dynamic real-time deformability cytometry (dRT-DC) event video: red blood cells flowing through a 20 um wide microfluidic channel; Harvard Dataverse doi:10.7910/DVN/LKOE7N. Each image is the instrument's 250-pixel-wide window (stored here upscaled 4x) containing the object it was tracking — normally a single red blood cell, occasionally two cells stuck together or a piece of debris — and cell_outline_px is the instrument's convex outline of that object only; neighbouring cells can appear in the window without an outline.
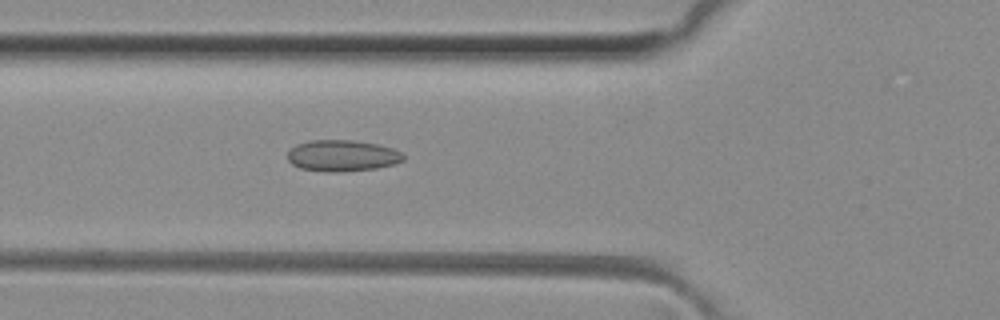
{"species": "common noctule bat (a hibernating species)", "species_latin": "Nyctalus noctula", "temperature_condition": "room temperature", "stored_images_in_passage": 34, "camera_frame_rate_fps": 3000, "um_per_image_px": 0.085, "animal": {"sex": "female", "body_mass_g": 29.2, "forearm_length_mm": 56.3}, "frame": {"image": 1, "passage_image": 8, "time_ms": 2.333, "image_size_px": [1000, 320], "cell_outline_px": [[404, 160], [392, 164], [376, 168], [340, 172], [328, 172], [300, 168], [292, 164], [288, 160], [288, 152], [296, 144], [312, 140], [352, 140], [376, 144], [392, 148], [404, 152]], "centroid_in_image_um": [29.1, 13.23], "position_along_channel_um": 96.7, "area_um2": 21.1}}
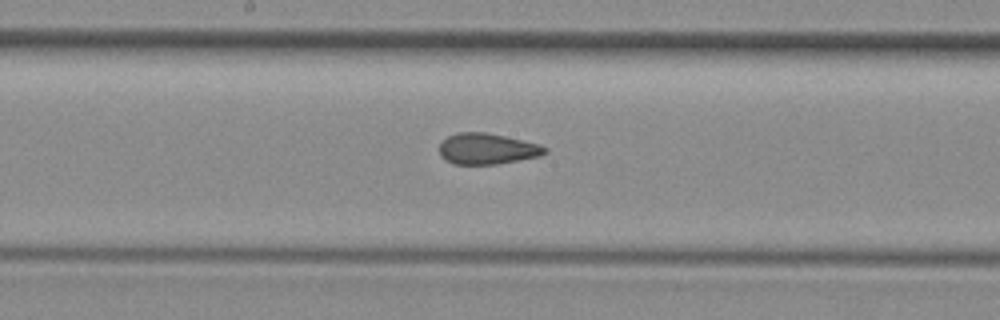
{"frame": {"image": 2, "passage_image": 16, "time_ms": 5.0, "image_size_px": [1000, 320], "cell_outline_px": [[548, 152], [540, 156], [496, 164], [452, 164], [444, 160], [440, 156], [440, 140], [448, 136], [460, 132], [484, 132], [504, 136], [540, 144], [548, 148]], "centroid_in_image_um": [41.39, 12.65], "position_along_channel_um": 206.8, "area_um2": 19.13}}
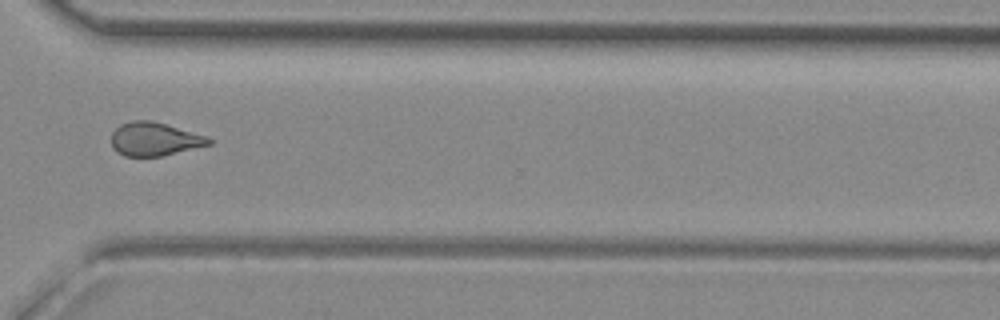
{"frame": {"image": 3, "passage_image": 27, "time_ms": 8.667, "image_size_px": [1000, 320], "cell_outline_px": [[212, 144], [160, 156], [124, 156], [116, 152], [112, 148], [112, 132], [120, 124], [132, 120], [148, 120], [164, 124], [208, 136], [212, 140]], "centroid_in_image_um": [13.11, 11.82], "position_along_channel_um": 357.5, "area_um2": 18.9}, "authors_computed_cell_mechanics": {"area_um2": 19.363, "velocity_mm_per_s": 4.1137, "shape_relaxation_time_tau1_ms": null, "shape_relaxation_time_tau2_ms": 1.5319, "deformation_change_tau1": null, "deformation_change_tau2": 0.0757}}